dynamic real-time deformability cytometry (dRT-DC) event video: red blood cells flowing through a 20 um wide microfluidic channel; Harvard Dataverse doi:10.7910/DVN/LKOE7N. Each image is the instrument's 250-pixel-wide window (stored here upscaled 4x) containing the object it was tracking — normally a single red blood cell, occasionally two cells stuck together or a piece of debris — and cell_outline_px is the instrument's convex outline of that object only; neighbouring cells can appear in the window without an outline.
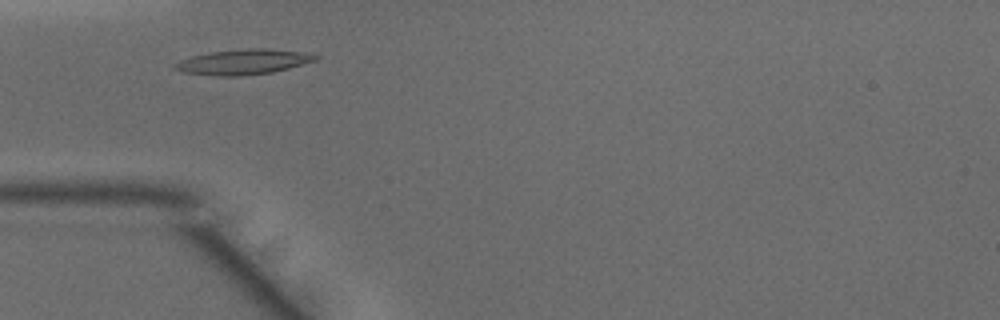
{"species": "common noctule bat (a hibernating species)", "species_latin": "Nyctalus noctula", "temperature_condition": "warm", "stored_images_in_passage": 38, "camera_frame_rate_fps": 3000, "um_per_image_px": 0.085, "animal": {"sex": "male", "body_mass_g": 15.6}, "frame": {"image": 1, "passage_image": 5, "time_ms": 1.333, "image_size_px": [1000, 320], "cell_outline_px": [[320, 56], [316, 60], [288, 68], [272, 72], [240, 76], [220, 76], [184, 72], [172, 68], [172, 64], [180, 60], [192, 56], [212, 52], [248, 48], [264, 48], [304, 52]], "centroid_in_image_um": [20.66, 5.26], "position_along_channel_um": 64.3, "area_um2": 20.46}}
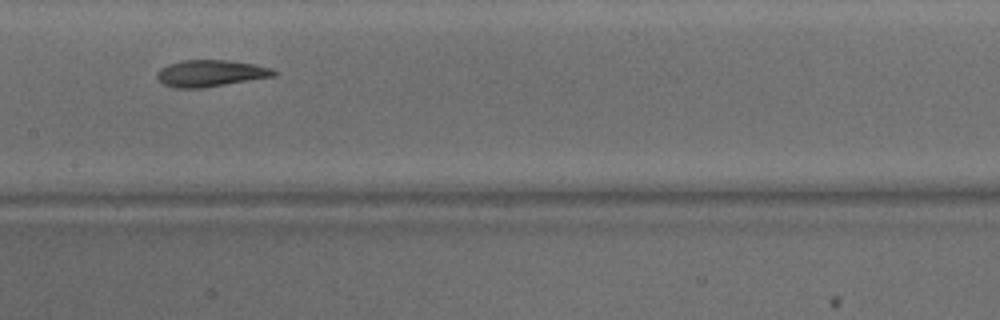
{"frame": {"image": 2, "passage_image": 14, "time_ms": 4.333, "image_size_px": [1000, 320], "cell_outline_px": [[276, 76], [200, 88], [176, 88], [164, 84], [156, 76], [156, 72], [160, 68], [168, 64], [184, 60], [228, 60], [256, 64], [272, 68], [276, 72]], "centroid_in_image_um": [17.9, 6.22], "position_along_channel_um": 189.5, "area_um2": 18.09}}
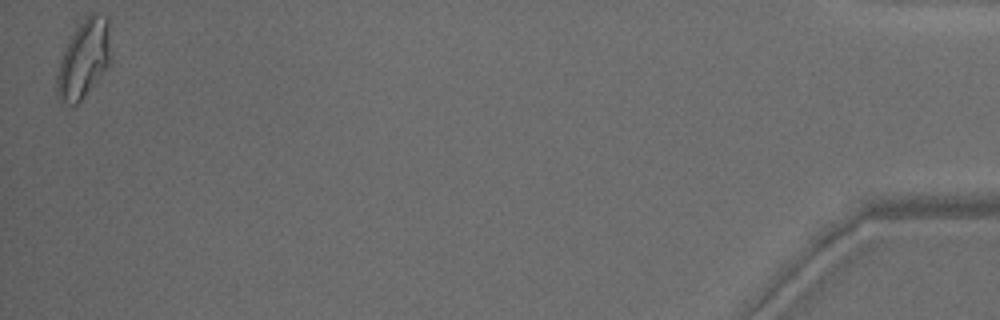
{"frame": {"image": 3, "passage_image": 38, "time_ms": 12.333, "image_size_px": [1000, 320], "cell_outline_px": [[108, 64], [80, 100], [76, 104], [68, 104], [56, 92], [56, 76], [60, 60], [72, 36], [84, 16], [92, 12], [96, 12], [108, 16]], "centroid_in_image_um": [7.1, 4.94], "position_along_channel_um": 428.1, "area_um2": 23.29}, "authors_computed_cell_mechanics": {"area_um2": 18.7561, "velocity_mm_per_s": 4.1662, "shape_relaxation_time_tau1_ms": 7.4342, "shape_relaxation_time_tau2_ms": 2.8636, "deformation_change_tau1": 0.2302, "deformation_change_tau2": 0.0913}}